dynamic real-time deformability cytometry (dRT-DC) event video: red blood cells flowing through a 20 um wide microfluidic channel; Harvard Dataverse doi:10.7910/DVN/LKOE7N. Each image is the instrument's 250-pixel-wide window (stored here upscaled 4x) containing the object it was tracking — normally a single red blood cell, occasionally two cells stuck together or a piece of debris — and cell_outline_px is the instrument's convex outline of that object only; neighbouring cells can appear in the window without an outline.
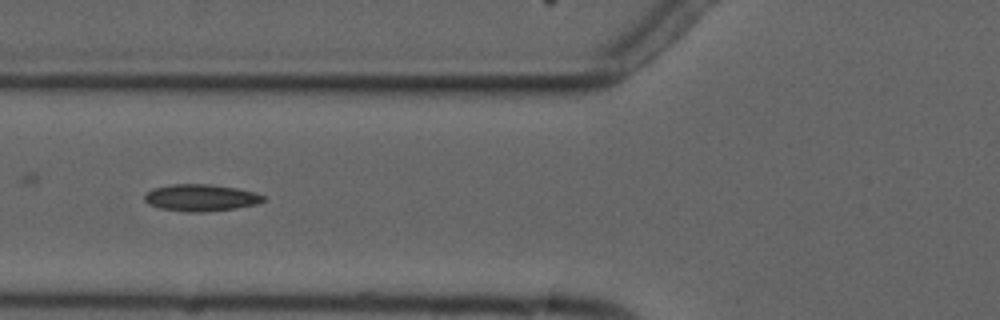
{"species": "common noctule bat (a hibernating species)", "species_latin": "Nyctalus noctula", "temperature_condition": "cold", "stored_images_in_passage": 11, "camera_frame_rate_fps": 3000, "um_per_image_px": 0.085, "animal": {"sex": "male", "forearm_length_mm": 52.5}, "frame": {"image": 1, "passage_image": 6, "time_ms": 7.667, "image_size_px": [1000, 320], "cell_outline_px": [[268, 200], [256, 204], [236, 208], [204, 212], [184, 212], [160, 208], [148, 204], [144, 200], [144, 196], [152, 188], [172, 184], [208, 184], [236, 188], [256, 192], [264, 196]], "centroid_in_image_um": [17.08, 16.81], "position_along_channel_um": 108.7, "area_um2": 18.73}}
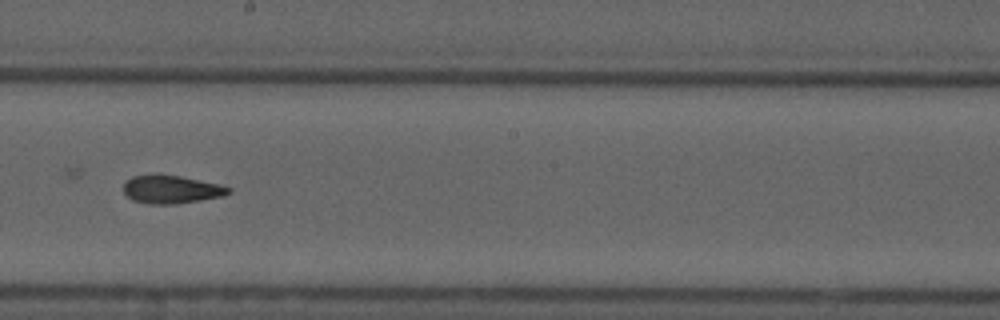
{"frame": {"image": 2, "passage_image": 9, "time_ms": 11.0, "image_size_px": [1000, 320], "cell_outline_px": [[232, 192], [224, 196], [176, 204], [148, 204], [132, 200], [124, 192], [124, 184], [132, 176], [156, 172], [180, 176], [220, 184], [232, 188]], "centroid_in_image_um": [14.57, 16.08], "position_along_channel_um": 233.6, "area_um2": 17.63}}
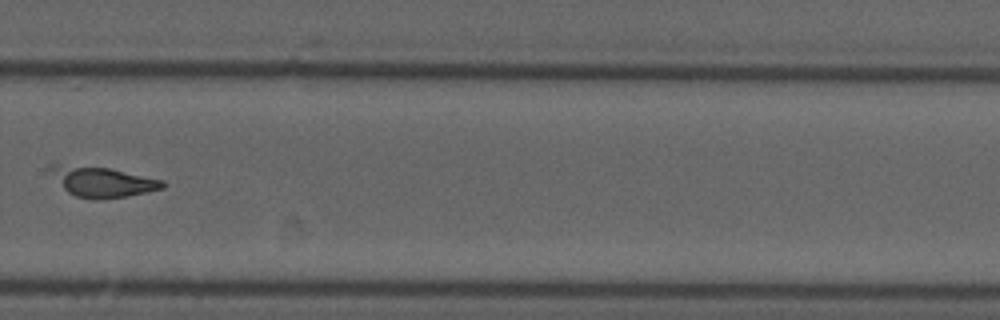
{"frame": {"image": 3, "passage_image": 11, "time_ms": 13.333, "image_size_px": [1000, 320], "cell_outline_px": [[168, 184], [164, 188], [128, 196], [96, 200], [76, 196], [68, 192], [64, 188], [48, 168], [48, 164], [56, 164], [108, 168], [164, 180]], "centroid_in_image_um": [8.75, 15.46], "position_along_channel_um": 321.1, "area_um2": 19.48}}